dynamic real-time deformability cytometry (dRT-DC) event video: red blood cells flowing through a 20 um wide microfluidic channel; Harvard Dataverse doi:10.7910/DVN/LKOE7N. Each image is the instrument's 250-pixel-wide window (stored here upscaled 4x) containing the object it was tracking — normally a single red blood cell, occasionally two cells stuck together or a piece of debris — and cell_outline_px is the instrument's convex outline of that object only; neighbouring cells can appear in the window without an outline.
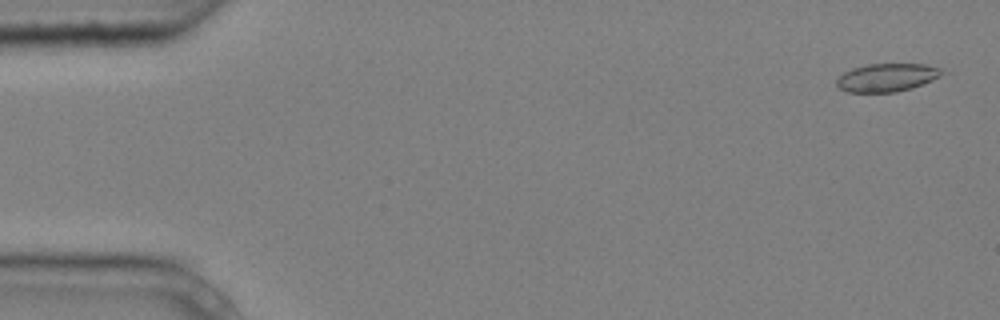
{"species": "common noctule bat (a hibernating species)", "species_latin": "Nyctalus noctula", "temperature_condition": "cold", "stored_images_in_passage": 5, "segment_of_instrument_passage": [1, 2], "camera_frame_rate_fps": 3000, "um_per_image_px": 0.085, "animal": {"sex": "male", "body_mass_g": 20.4}, "frame": {"image": 1, "passage_image": 1, "time_ms": 0.0, "image_size_px": [1000, 320], "cell_outline_px": [[940, 76], [932, 80], [912, 88], [896, 92], [848, 92], [840, 88], [836, 84], [836, 80], [844, 72], [852, 68], [868, 64], [924, 64], [940, 68]], "centroid_in_image_um": [75.35, 6.59], "position_along_channel_um": 9.7, "area_um2": 17.05}}